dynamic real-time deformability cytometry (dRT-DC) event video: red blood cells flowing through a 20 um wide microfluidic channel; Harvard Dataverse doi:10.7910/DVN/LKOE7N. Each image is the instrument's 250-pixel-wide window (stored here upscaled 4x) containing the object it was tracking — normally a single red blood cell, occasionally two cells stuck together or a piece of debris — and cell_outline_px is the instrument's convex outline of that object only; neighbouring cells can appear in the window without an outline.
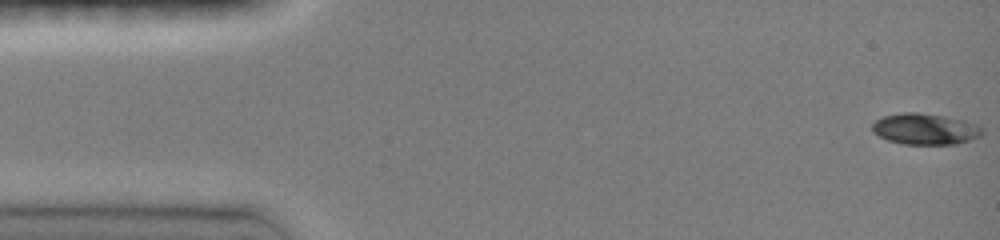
{"species": "common noctule bat (a hibernating species)", "species_latin": "Nyctalus noctula", "temperature_condition": "room temperature", "stored_images_in_passage": 38, "camera_frame_rate_fps": 3000, "um_per_image_px": 0.085, "animal": {"sex": "female", "body_mass_g": 19.0, "forearm_length_mm": 51.5}, "frame": {"image": 1, "passage_image": 1, "time_ms": 0.0, "image_size_px": [1000, 240], "cell_outline_px": [[984, 132], [980, 136], [956, 144], [900, 144], [888, 140], [872, 132], [872, 124], [876, 120], [884, 116], [900, 112], [916, 112], [944, 116], [964, 120], [980, 124], [984, 128]], "centroid_in_image_um": [78.66, 10.96], "position_along_channel_um": 6.3, "area_um2": 20.11}}
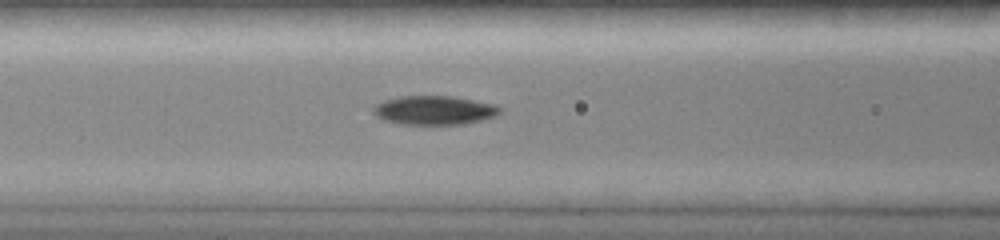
{"frame": {"image": 2, "passage_image": 17, "time_ms": 5.333, "image_size_px": [1000, 240], "cell_outline_px": [[500, 112], [496, 116], [464, 124], [400, 124], [384, 120], [376, 116], [372, 112], [372, 108], [376, 104], [384, 100], [400, 96], [452, 96], [496, 104], [500, 108]], "centroid_in_image_um": [36.89, 9.37], "position_along_channel_um": 129.7, "area_um2": 21.39}}
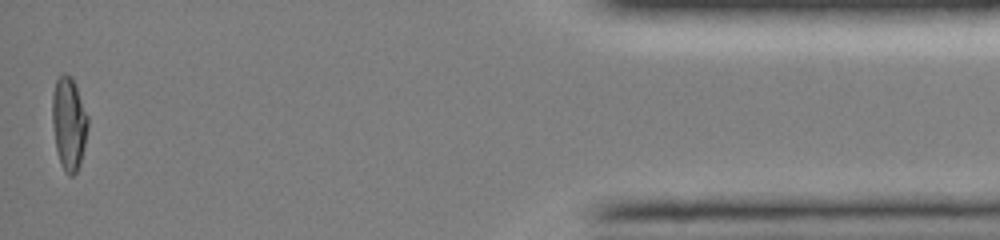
{"frame": {"image": 3, "passage_image": 38, "time_ms": 12.333, "image_size_px": [1000, 240], "cell_outline_px": [[88, 124], [80, 164], [76, 172], [72, 176], [68, 176], [60, 164], [56, 148], [52, 124], [52, 96], [56, 80], [64, 72], [72, 76], [88, 116]], "centroid_in_image_um": [5.84, 10.48], "position_along_channel_um": 429.4, "area_um2": 19.25}, "authors_computed_cell_mechanics": {"area_um2": 20.1722, "velocity_mm_per_s": 4.1572, "shape_relaxation_time_tau1_ms": 7.0866, "shape_relaxation_time_tau2_ms": null, "deformation_change_tau1": 0.2522, "deformation_change_tau2": null}}